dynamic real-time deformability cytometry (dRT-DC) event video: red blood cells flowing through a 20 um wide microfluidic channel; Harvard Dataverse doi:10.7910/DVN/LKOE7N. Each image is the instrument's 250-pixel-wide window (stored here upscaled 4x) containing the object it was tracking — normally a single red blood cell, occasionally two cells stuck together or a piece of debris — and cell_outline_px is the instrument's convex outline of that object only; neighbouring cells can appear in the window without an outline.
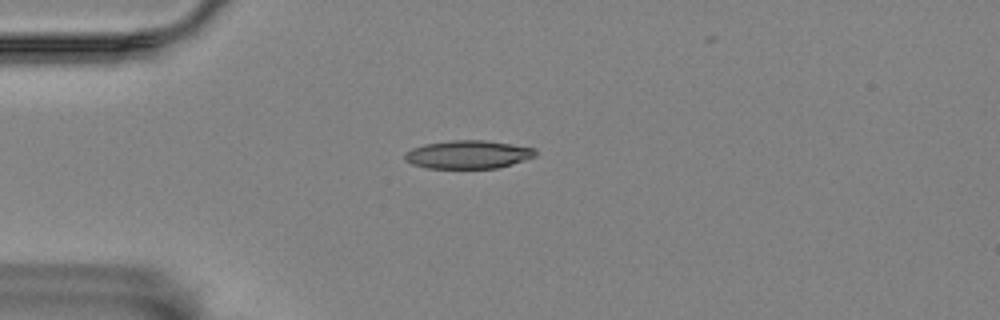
{"species": "Egyptian fruit bat (a non-hibernating species)", "species_latin": "Rousettus aegyptiacus", "temperature_condition": "room temperature", "stored_images_in_passage": 8, "camera_frame_rate_fps": 3000, "um_per_image_px": 0.085, "animal": {"sex": "female"}, "frame": {"image": 1, "passage_image": 2, "time_ms": 1.0, "image_size_px": [1000, 320], "cell_outline_px": [[536, 156], [512, 164], [496, 168], [428, 168], [412, 164], [404, 160], [404, 152], [412, 148], [424, 144], [452, 140], [484, 140], [536, 148]], "centroid_in_image_um": [39.76, 13.13], "position_along_channel_um": 45.2, "area_um2": 21.5}}
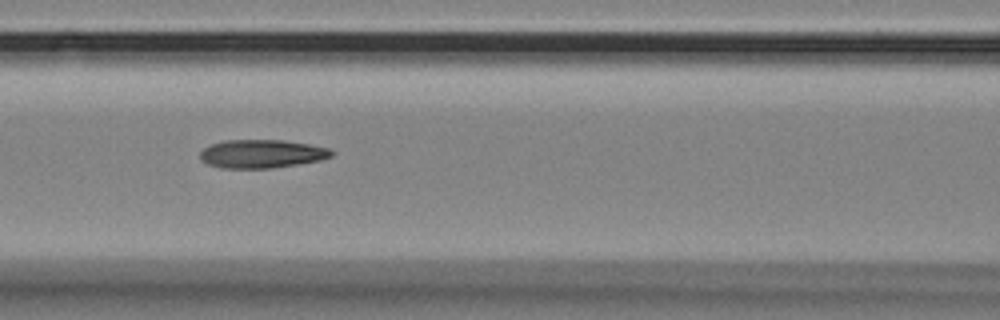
{"frame": {"image": 2, "passage_image": 5, "time_ms": 4.333, "image_size_px": [1000, 320], "cell_outline_px": [[336, 152], [332, 156], [320, 160], [272, 168], [220, 168], [208, 164], [200, 160], [200, 152], [204, 148], [212, 144], [224, 140], [284, 140], [308, 144], [328, 148]], "centroid_in_image_um": [22.24, 13.07], "position_along_channel_um": 144.4, "area_um2": 21.73}}
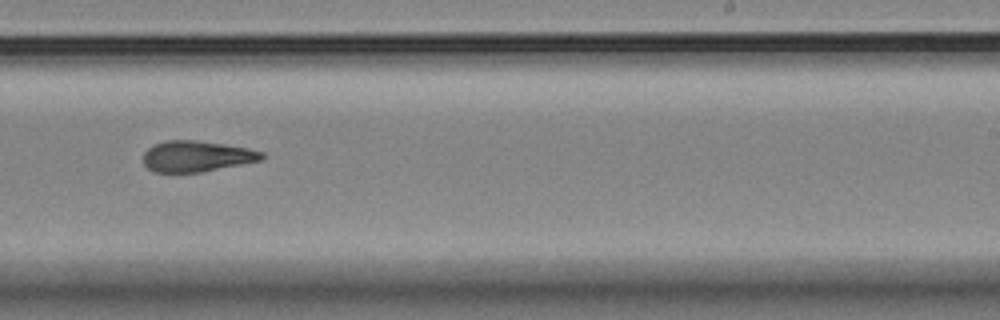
{"frame": {"image": 3, "passage_image": 8, "time_ms": 8.0, "image_size_px": [1000, 320], "cell_outline_px": [[264, 156], [260, 160], [200, 172], [152, 172], [144, 164], [144, 152], [148, 148], [156, 144], [168, 140], [196, 140], [224, 144], [248, 148], [264, 152]], "centroid_in_image_um": [16.69, 13.28], "position_along_channel_um": 272.3, "area_um2": 21.1}}